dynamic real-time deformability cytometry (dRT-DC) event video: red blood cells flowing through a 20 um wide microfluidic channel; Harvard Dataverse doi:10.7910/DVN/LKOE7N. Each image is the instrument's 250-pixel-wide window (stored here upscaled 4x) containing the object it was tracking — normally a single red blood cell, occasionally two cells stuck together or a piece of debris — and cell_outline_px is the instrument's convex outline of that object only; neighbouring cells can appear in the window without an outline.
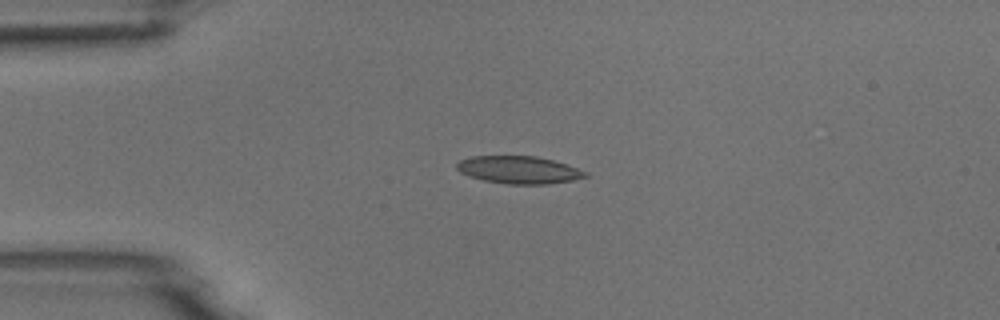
{"species": "common noctule bat (a hibernating species)", "species_latin": "Nyctalus noctula", "temperature_condition": "room temperature", "stored_images_in_passage": 3, "camera_frame_rate_fps": 3000, "um_per_image_px": 0.085, "animal": {"sex": "male", "body_mass_g": 18.8}, "frame": {"image": 1, "passage_image": 2, "time_ms": 2.0, "image_size_px": [1000, 320], "cell_outline_px": [[588, 176], [572, 180], [548, 184], [504, 184], [484, 180], [468, 176], [460, 172], [456, 168], [456, 164], [460, 160], [472, 156], [536, 156], [552, 160], [588, 172]], "centroid_in_image_um": [44.07, 14.44], "position_along_channel_um": 40.9, "area_um2": 20.52}}